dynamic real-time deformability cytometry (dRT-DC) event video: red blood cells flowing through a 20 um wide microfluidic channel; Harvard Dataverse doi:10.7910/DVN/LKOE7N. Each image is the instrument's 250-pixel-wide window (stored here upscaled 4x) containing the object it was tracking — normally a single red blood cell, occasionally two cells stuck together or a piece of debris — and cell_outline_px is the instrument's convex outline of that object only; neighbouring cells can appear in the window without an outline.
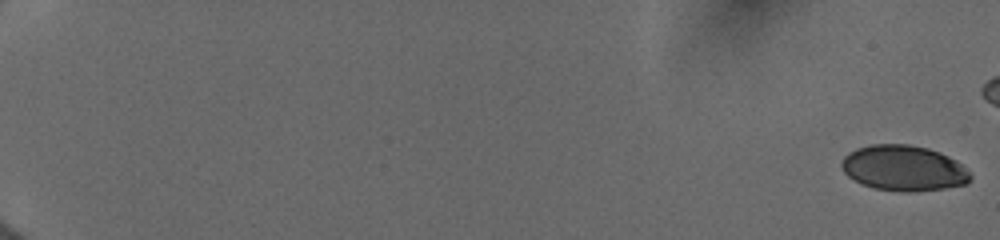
{"species": "human", "species_latin": "Homo sapiens", "temperature_condition": "cold", "stored_images_in_passage": 30, "camera_frame_rate_fps": 3000, "um_per_image_px": 0.085, "donor": {"sex": "female"}, "frame": {"image": 1, "passage_image": 1, "time_ms": 0.0, "image_size_px": [1000, 240], "cell_outline_px": [[972, 180], [968, 184], [944, 188], [912, 192], [900, 192], [872, 188], [860, 184], [848, 176], [844, 172], [840, 164], [844, 156], [848, 152], [856, 148], [872, 144], [908, 144], [928, 148], [940, 152], [956, 160], [972, 176]], "centroid_in_image_um": [76.79, 14.3], "position_along_channel_um": 8.2, "area_um2": 34.51}}
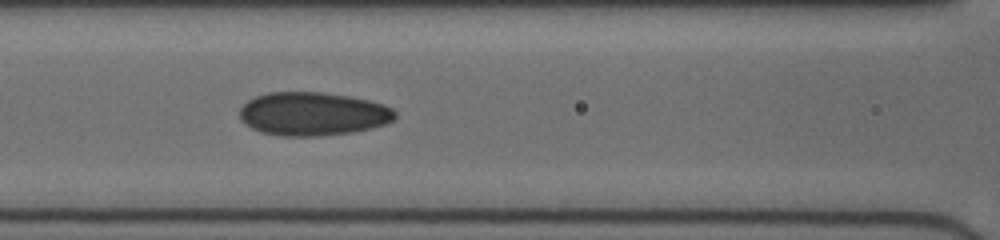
{"frame": {"image": 2, "passage_image": 26, "time_ms": 9.0, "image_size_px": [1000, 240], "cell_outline_px": [[396, 116], [392, 120], [384, 124], [372, 128], [352, 132], [320, 136], [284, 136], [260, 132], [252, 128], [240, 120], [240, 108], [248, 100], [256, 96], [268, 92], [324, 92], [348, 96], [368, 100], [384, 104], [392, 108], [396, 112]], "centroid_in_image_um": [26.58, 9.68], "position_along_channel_um": 140.0, "area_um2": 39.42}}
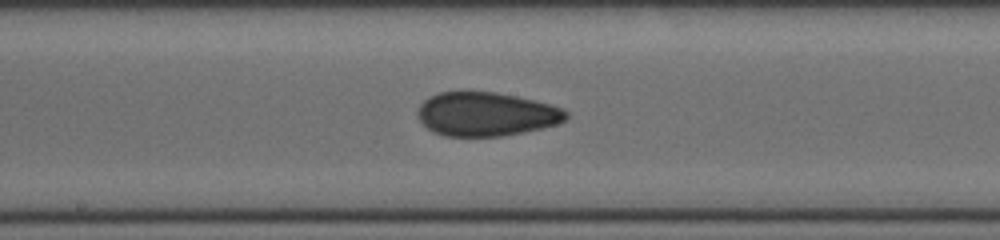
{"frame": {"image": 3, "passage_image": 29, "time_ms": 10.667, "image_size_px": [1000, 240], "cell_outline_px": [[568, 116], [564, 120], [556, 124], [544, 128], [504, 136], [444, 136], [428, 128], [416, 116], [416, 112], [420, 104], [428, 96], [440, 92], [468, 88], [496, 92], [536, 100], [564, 108], [568, 112]], "centroid_in_image_um": [41.3, 9.66], "position_along_channel_um": 206.9, "area_um2": 38.9}}